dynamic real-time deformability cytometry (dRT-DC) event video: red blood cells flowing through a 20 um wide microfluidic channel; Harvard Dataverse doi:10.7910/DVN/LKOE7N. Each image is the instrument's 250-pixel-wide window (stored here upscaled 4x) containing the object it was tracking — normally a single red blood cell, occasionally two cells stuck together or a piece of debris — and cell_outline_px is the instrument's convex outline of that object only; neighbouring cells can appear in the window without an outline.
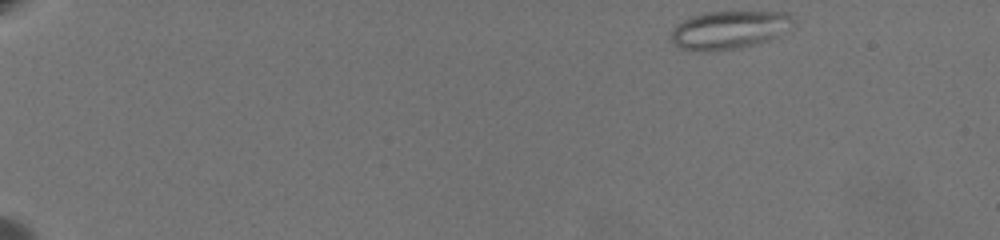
{"species": "common noctule bat (a hibernating species)", "species_latin": "Nyctalus noctula", "temperature_condition": "warm", "stored_images_in_passage": 57, "camera_frame_rate_fps": 3000, "um_per_image_px": 0.085, "animal": {"sex": "female", "body_mass_g": 19.5, "forearm_length_mm": 54.1}, "frame": {"image": 1, "passage_image": 1, "time_ms": 0.0, "image_size_px": [1000, 240], "cell_outline_px": [[796, 20], [792, 24], [776, 36], [768, 40], [756, 44], [740, 48], [708, 52], [704, 52], [680, 48], [672, 40], [668, 32], [672, 28], [684, 20], [692, 16], [704, 12], [788, 12]], "centroid_in_image_um": [61.94, 2.54], "position_along_channel_um": 23.1, "area_um2": 27.17}}
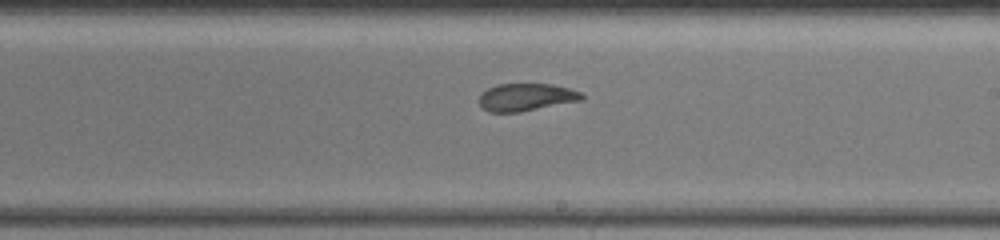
{"frame": {"image": 2, "passage_image": 34, "time_ms": 11.0, "image_size_px": [1000, 240], "cell_outline_px": [[584, 100], [520, 112], [488, 112], [480, 104], [480, 96], [488, 88], [496, 84], [552, 84], [568, 88], [580, 92], [584, 96]], "centroid_in_image_um": [44.75, 8.26], "position_along_channel_um": 244.2, "area_um2": 16.42}}
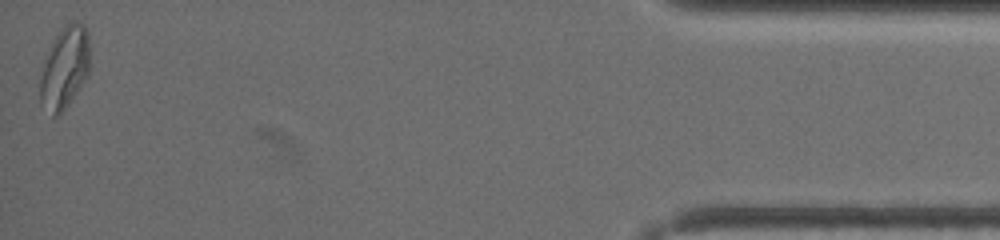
{"frame": {"image": 3, "passage_image": 57, "time_ms": 18.667, "image_size_px": [1000, 240], "cell_outline_px": [[88, 76], [68, 104], [56, 116], [52, 116], [40, 104], [40, 76], [44, 60], [48, 48], [52, 40], [72, 20], [76, 20], [84, 24], [88, 32]], "centroid_in_image_um": [5.48, 5.75], "position_along_channel_um": 429.7, "area_um2": 23.64}, "authors_computed_cell_mechanics": {"area_um2": 19.8254, "velocity_mm_per_s": 3.3602, "shape_relaxation_time_tau1_ms": null, "shape_relaxation_time_tau2_ms": 1.3256, "deformation_change_tau1": null, "deformation_change_tau2": 0.0791}}